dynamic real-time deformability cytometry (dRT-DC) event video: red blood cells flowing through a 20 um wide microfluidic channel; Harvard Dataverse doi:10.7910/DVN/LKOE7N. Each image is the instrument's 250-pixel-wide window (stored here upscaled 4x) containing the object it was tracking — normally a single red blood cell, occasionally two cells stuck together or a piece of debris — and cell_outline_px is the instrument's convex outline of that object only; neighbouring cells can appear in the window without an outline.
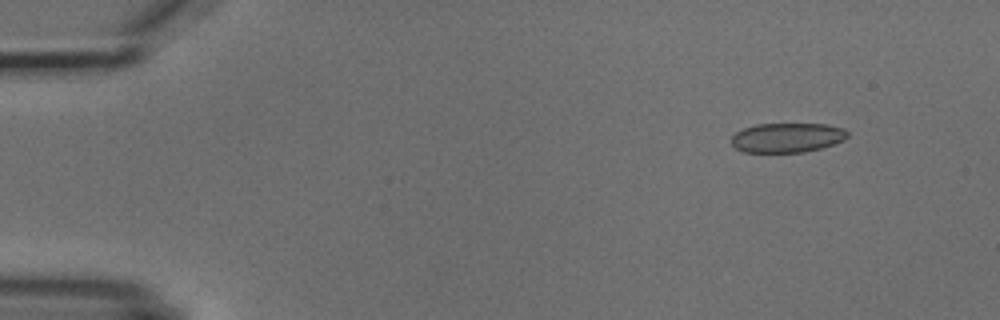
{"species": "common noctule bat (a hibernating species)", "species_latin": "Nyctalus noctula", "temperature_condition": "cold", "stored_images_in_passage": 4, "camera_frame_rate_fps": 3000, "um_per_image_px": 0.085, "animal": {"sex": "male", "body_mass_g": 18.8}, "frame": {"image": 1, "passage_image": 2, "time_ms": 1.0, "image_size_px": [1000, 320], "cell_outline_px": [[848, 136], [844, 140], [820, 148], [804, 152], [744, 152], [736, 148], [732, 144], [732, 136], [736, 132], [744, 128], [756, 124], [824, 124], [840, 128], [848, 132]], "centroid_in_image_um": [66.88, 11.7], "position_along_channel_um": 18.1, "area_um2": 19.77}}
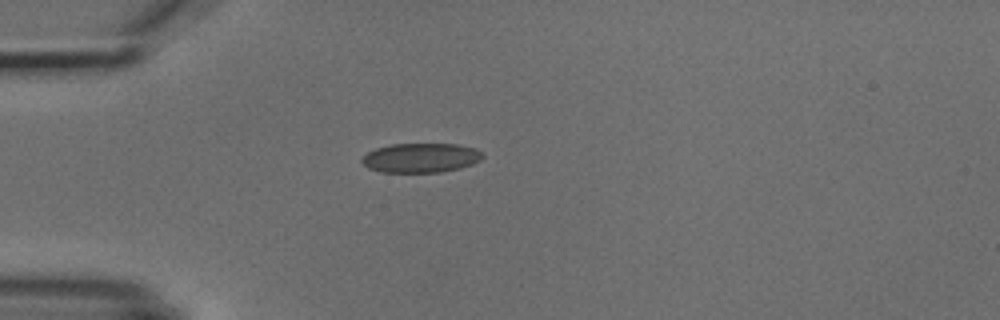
{"frame": {"image": 2, "passage_image": 4, "time_ms": 4.0, "image_size_px": [1000, 320], "cell_outline_px": [[484, 156], [480, 160], [472, 164], [460, 168], [440, 172], [380, 172], [368, 168], [360, 160], [368, 152], [376, 148], [392, 144], [456, 144], [476, 148]], "centroid_in_image_um": [35.76, 13.41], "position_along_channel_um": 49.2, "area_um2": 20.63}}